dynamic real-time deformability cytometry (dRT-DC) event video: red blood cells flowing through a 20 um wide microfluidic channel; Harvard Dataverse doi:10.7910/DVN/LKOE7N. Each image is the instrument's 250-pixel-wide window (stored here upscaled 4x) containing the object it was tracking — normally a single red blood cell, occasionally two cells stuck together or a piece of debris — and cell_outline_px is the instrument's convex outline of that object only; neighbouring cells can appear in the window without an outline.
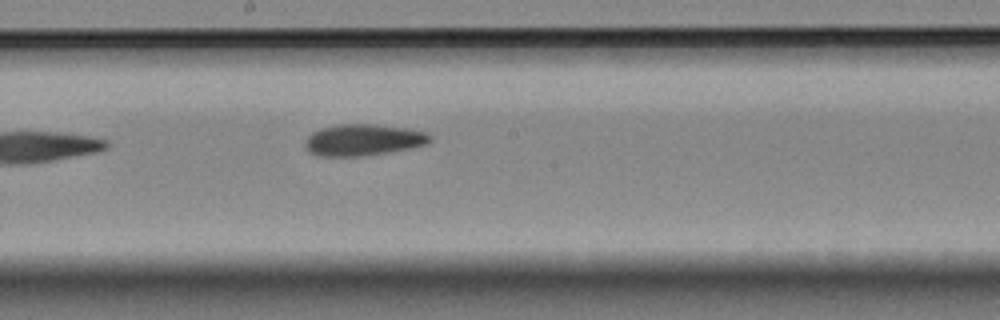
{"species": "Egyptian fruit bat (a non-hibernating species)", "species_latin": "Rousettus aegyptiacus", "temperature_condition": "room temperature", "stored_images_in_passage": 9, "segment_of_instrument_passage": [1, 2], "camera_frame_rate_fps": 3000, "um_per_image_px": 0.085, "animal": {"sex": "female"}, "frame": {"image": 1, "passage_image": 8, "time_ms": 9.333, "image_size_px": [1000, 320], "cell_outline_px": [[432, 140], [428, 144], [412, 148], [388, 152], [360, 156], [316, 156], [308, 152], [304, 144], [304, 140], [312, 132], [320, 128], [336, 124], [376, 124], [408, 128], [424, 132], [432, 136]], "centroid_in_image_um": [30.86, 11.89], "position_along_channel_um": 217.3, "area_um2": 23.24}}